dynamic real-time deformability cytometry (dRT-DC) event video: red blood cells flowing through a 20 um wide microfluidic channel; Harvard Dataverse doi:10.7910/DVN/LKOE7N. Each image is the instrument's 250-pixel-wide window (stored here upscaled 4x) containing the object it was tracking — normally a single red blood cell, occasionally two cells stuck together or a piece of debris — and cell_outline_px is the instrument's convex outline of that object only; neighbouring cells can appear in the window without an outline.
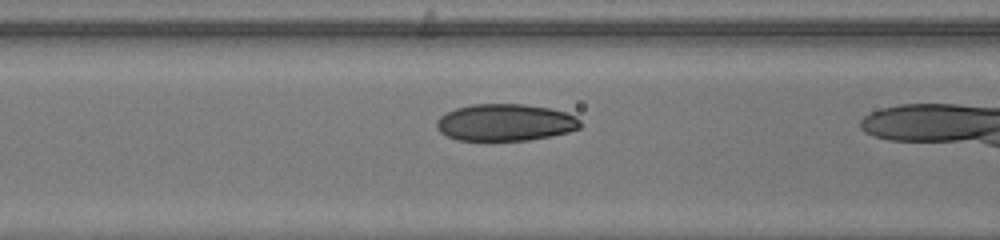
{"species": "human", "species_latin": "Homo sapiens", "temperature_condition": "warm", "stored_images_in_passage": 15, "camera_frame_rate_fps": 3000, "um_per_image_px": 0.085, "donor": {"sex": "male"}, "frame": {"image": 1, "passage_image": 14, "time_ms": 4.333, "image_size_px": [1000, 240], "cell_outline_px": [[580, 128], [568, 132], [552, 136], [528, 140], [456, 140], [440, 132], [436, 128], [436, 120], [440, 116], [456, 108], [472, 104], [524, 104], [548, 108], [564, 112], [576, 116], [580, 120]], "centroid_in_image_um": [42.94, 10.41], "position_along_channel_um": 123.7, "area_um2": 30.92}}